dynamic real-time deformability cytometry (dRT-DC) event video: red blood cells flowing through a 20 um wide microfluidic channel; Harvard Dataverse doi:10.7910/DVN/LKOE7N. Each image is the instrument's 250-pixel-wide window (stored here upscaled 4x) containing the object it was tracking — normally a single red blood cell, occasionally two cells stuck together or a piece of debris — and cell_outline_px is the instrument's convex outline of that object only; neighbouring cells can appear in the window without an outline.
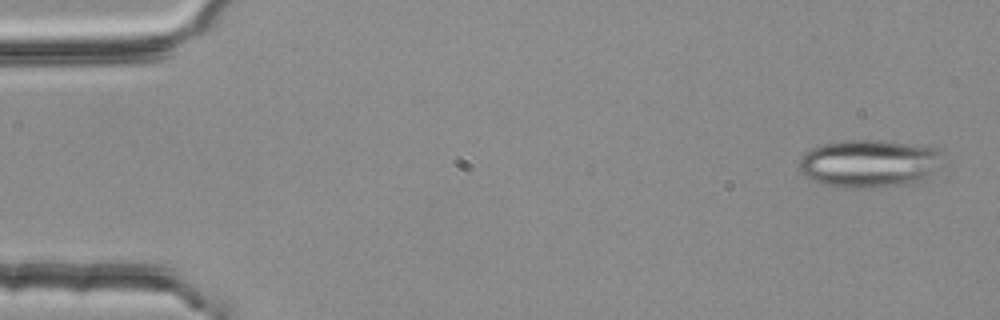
{"species": "common noctule bat (a hibernating species)", "species_latin": "Nyctalus noctula", "temperature_condition": "room temperature", "stored_images_in_passage": 4, "camera_frame_rate_fps": 3000, "um_per_image_px": 0.085, "animal": {"sex": "female", "body_mass_g": 25.1}, "frame": {"image": 1, "passage_image": 1, "time_ms": 0.0, "image_size_px": [1000, 320], "cell_outline_px": [[944, 152], [924, 180], [916, 184], [884, 188], [848, 188], [824, 184], [812, 180], [804, 176], [800, 172], [800, 156], [804, 152], [812, 148], [824, 144], [844, 140], [884, 140], [940, 148]], "centroid_in_image_um": [73.86, 13.91], "position_along_channel_um": 11.1, "area_um2": 40.4}}